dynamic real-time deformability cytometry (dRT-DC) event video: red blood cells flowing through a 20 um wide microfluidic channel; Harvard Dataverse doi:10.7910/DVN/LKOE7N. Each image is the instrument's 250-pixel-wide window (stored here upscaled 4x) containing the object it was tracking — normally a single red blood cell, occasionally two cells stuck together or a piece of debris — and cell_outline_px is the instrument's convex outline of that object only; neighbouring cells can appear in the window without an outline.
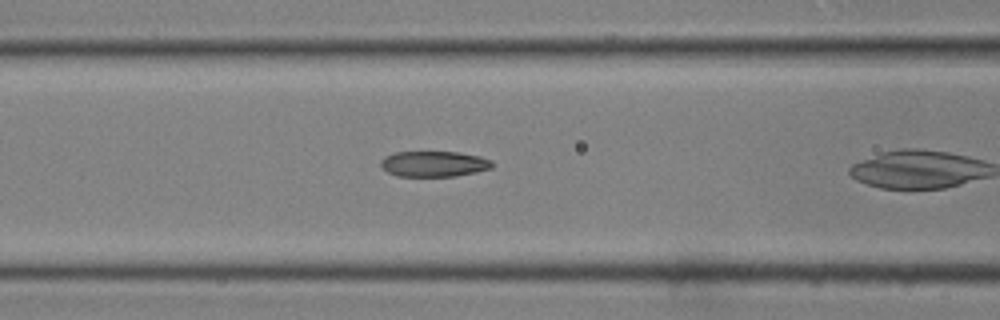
{"species": "common noctule bat (a hibernating species)", "species_latin": "Nyctalus noctula", "temperature_condition": "room temperature", "stored_images_in_passage": 26, "segment_of_instrument_passage": [2, 2], "camera_frame_rate_fps": 3000, "um_per_image_px": 0.085, "animal": {"sex": "male", "body_mass_g": 19.0, "forearm_length_mm": 50.8}, "frame": {"image": 1, "passage_image": 10, "time_ms": 3.0, "image_size_px": [1000, 320], "cell_outline_px": [[492, 168], [476, 172], [456, 176], [396, 176], [388, 172], [380, 164], [380, 160], [384, 156], [392, 152], [460, 152], [480, 156], [492, 160]], "centroid_in_image_um": [36.88, 13.92], "position_along_channel_um": 129.7, "area_um2": 16.76}}
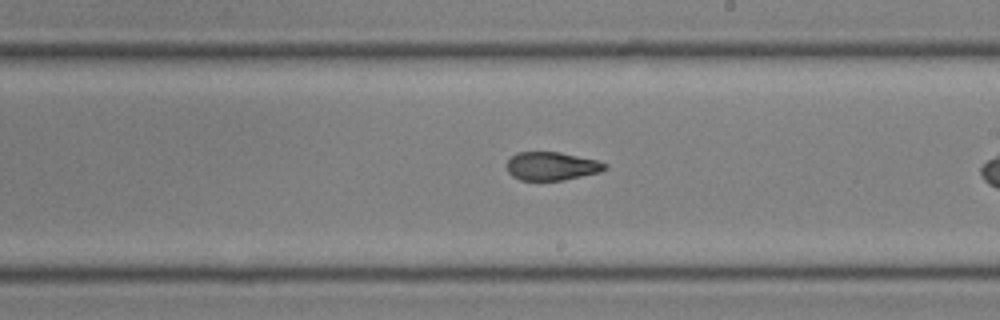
{"frame": {"image": 2, "passage_image": 17, "time_ms": 5.333, "image_size_px": [1000, 320], "cell_outline_px": [[608, 168], [600, 172], [564, 180], [520, 180], [512, 176], [508, 172], [508, 160], [516, 152], [560, 152], [596, 160], [608, 164]], "centroid_in_image_um": [46.91, 14.12], "position_along_channel_um": 242.1, "area_um2": 16.18}}
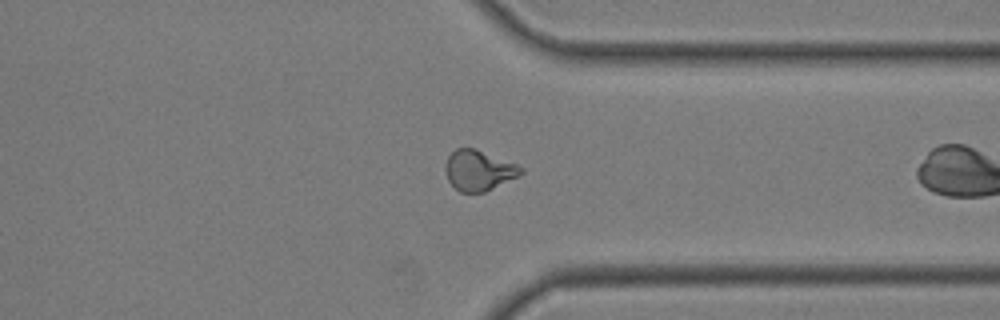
{"frame": {"image": 3, "passage_image": 25, "time_ms": 8.0, "image_size_px": [1000, 320], "cell_outline_px": [[524, 172], [520, 176], [484, 192], [460, 192], [448, 180], [444, 168], [448, 156], [456, 148], [472, 148], [516, 164], [524, 168]], "centroid_in_image_um": [40.7, 14.49], "position_along_channel_um": 370.7, "area_um2": 17.57}}